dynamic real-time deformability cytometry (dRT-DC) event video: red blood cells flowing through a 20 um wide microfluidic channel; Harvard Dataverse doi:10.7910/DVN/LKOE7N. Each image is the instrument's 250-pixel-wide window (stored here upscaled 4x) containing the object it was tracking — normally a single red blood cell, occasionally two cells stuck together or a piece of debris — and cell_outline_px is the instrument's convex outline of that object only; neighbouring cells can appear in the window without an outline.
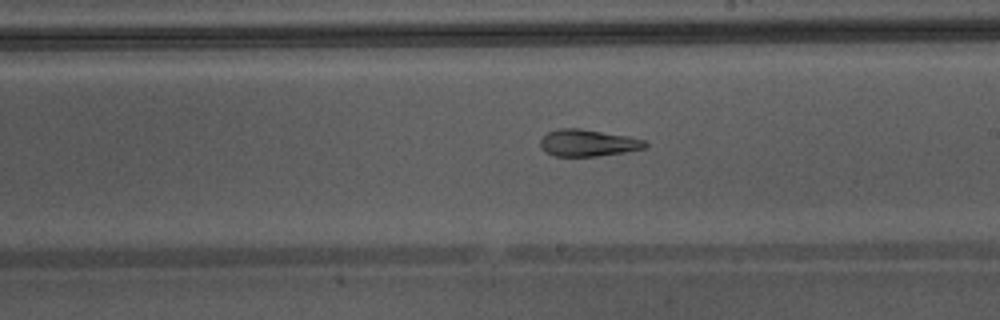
{"species": "Egyptian fruit bat (a non-hibernating species)", "species_latin": "Rousettus aegyptiacus", "temperature_condition": "warm", "stored_images_in_passage": 35, "camera_frame_rate_fps": 3000, "um_per_image_px": 0.085, "animal": {"sex": "male"}, "frame": {"image": 1, "passage_image": 16, "time_ms": 5.0, "image_size_px": [1000, 320], "cell_outline_px": [[648, 144], [644, 148], [624, 152], [596, 156], [556, 156], [540, 148], [540, 140], [548, 132], [560, 128], [580, 128], [628, 136], [644, 140]], "centroid_in_image_um": [49.96, 12.14], "position_along_channel_um": 239.0, "area_um2": 16.24}, "authors_computed_cell_mechanics": {"area_um2": 17.7446, "velocity_mm_per_s": 4.4196, "shape_relaxation_time_tau1_ms": null, "shape_relaxation_time_tau2_ms": 2.0065, "deformation_change_tau1": null, "deformation_change_tau2": 0.0773}}